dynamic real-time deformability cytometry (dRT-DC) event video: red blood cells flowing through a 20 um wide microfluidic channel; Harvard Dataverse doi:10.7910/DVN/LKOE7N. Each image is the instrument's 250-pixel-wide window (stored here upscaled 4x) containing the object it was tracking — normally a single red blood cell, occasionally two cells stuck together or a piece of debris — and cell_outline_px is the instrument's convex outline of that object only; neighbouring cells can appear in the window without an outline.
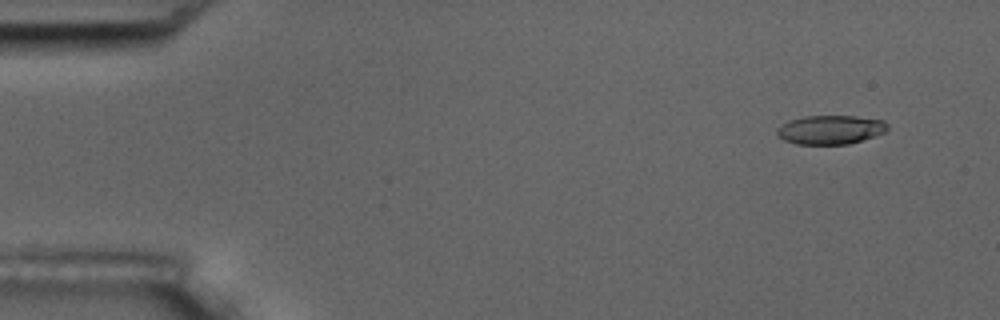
{"species": "common noctule bat (a hibernating species)", "species_latin": "Nyctalus noctula", "temperature_condition": "room temperature", "stored_images_in_passage": 10, "camera_frame_rate_fps": 3000, "um_per_image_px": 0.085, "animal": {"sex": "male", "body_mass_g": 17.5, "forearm_length_mm": 52.3}, "frame": {"image": 1, "passage_image": 2, "time_ms": 1.0, "image_size_px": [1000, 320], "cell_outline_px": [[888, 128], [884, 132], [848, 144], [796, 144], [784, 140], [776, 132], [776, 128], [780, 124], [788, 120], [804, 116], [856, 116], [884, 120], [888, 124]], "centroid_in_image_um": [70.55, 11.01], "position_along_channel_um": 14.5, "area_um2": 18.61}}
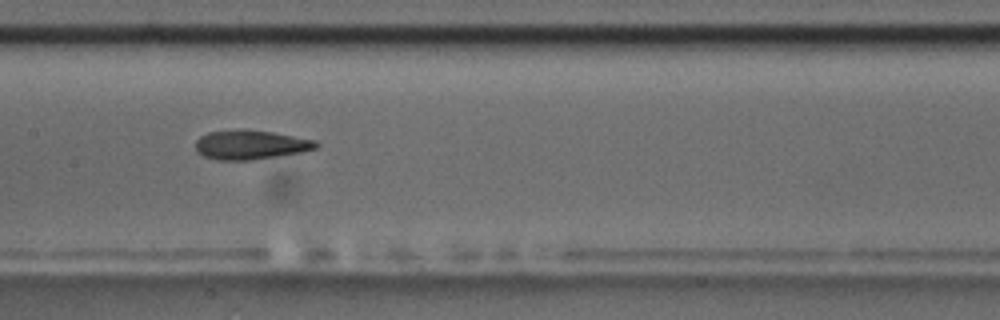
{"frame": {"image": 2, "passage_image": 9, "time_ms": 9.0, "image_size_px": [1000, 320], "cell_outline_px": [[320, 144], [316, 148], [300, 152], [276, 156], [248, 160], [216, 160], [204, 156], [196, 152], [196, 140], [200, 136], [208, 132], [244, 128], [272, 132], [316, 140]], "centroid_in_image_um": [21.27, 12.29], "position_along_channel_um": 186.1, "area_um2": 20.63}}
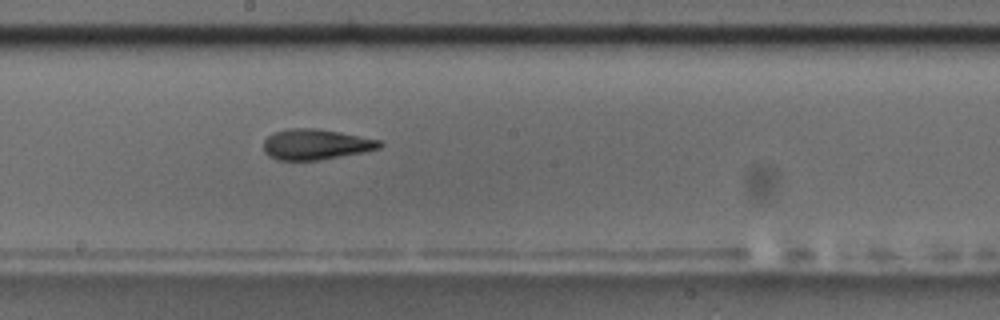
{"frame": {"image": 3, "passage_image": 10, "time_ms": 10.0, "image_size_px": [1000, 320], "cell_outline_px": [[384, 144], [380, 148], [364, 152], [320, 160], [276, 160], [268, 156], [264, 152], [264, 140], [272, 132], [288, 128], [316, 128], [340, 132], [380, 140]], "centroid_in_image_um": [26.82, 12.27], "position_along_channel_um": 221.4, "area_um2": 20.87}}